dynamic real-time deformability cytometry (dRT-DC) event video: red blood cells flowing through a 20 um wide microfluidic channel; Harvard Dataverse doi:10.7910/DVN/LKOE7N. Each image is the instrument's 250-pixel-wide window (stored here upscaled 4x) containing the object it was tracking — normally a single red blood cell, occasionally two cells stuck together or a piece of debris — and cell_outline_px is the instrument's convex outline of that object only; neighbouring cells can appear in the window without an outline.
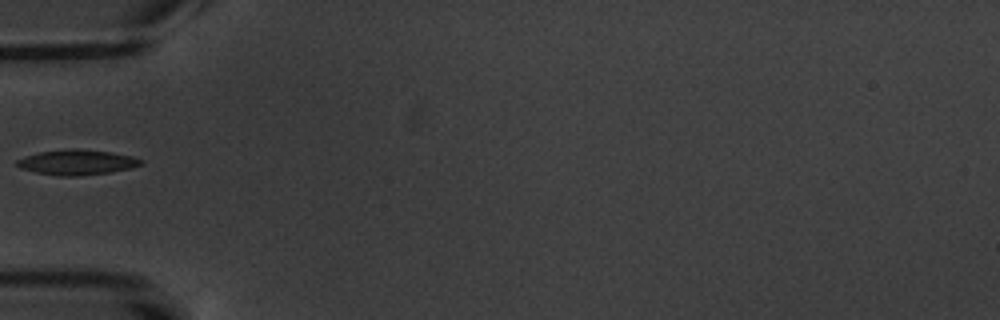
{"species": "common noctule bat (a hibernating species)", "species_latin": "Nyctalus noctula", "temperature_condition": "warm", "stored_images_in_passage": 1, "camera_frame_rate_fps": 3000, "um_per_image_px": 0.085, "animal": {"sex": "male", "body_mass_g": 20.1, "forearm_length_mm": 53.5}, "frame": {"image": 1, "passage_image": 1, "time_ms": 0.0, "image_size_px": [1000, 320], "cell_outline_px": [[144, 164], [132, 168], [112, 172], [80, 176], [56, 176], [36, 172], [20, 168], [16, 164], [16, 160], [40, 152], [68, 148], [76, 148], [112, 152], [132, 156], [144, 160]], "centroid_in_image_um": [6.6, 13.8], "position_along_channel_um": 78.4, "area_um2": 18.38}}